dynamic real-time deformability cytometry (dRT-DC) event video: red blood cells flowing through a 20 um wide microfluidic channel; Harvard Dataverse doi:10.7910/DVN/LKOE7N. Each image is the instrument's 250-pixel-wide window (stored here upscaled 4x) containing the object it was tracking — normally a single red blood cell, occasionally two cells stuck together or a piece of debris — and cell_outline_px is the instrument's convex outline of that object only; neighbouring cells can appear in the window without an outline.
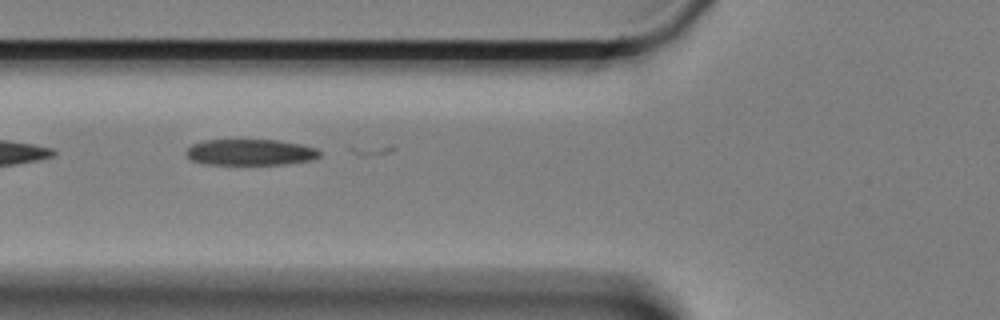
{"species": "Egyptian fruit bat (a non-hibernating species)", "species_latin": "Rousettus aegyptiacus", "temperature_condition": "cold", "stored_images_in_passage": 32, "camera_frame_rate_fps": 3000, "um_per_image_px": 0.085, "animal": {"sex": "female"}, "frame": {"image": 1, "passage_image": 3, "time_ms": 0.667, "image_size_px": [1000, 320], "cell_outline_px": [[320, 156], [312, 160], [284, 164], [208, 164], [192, 160], [184, 152], [192, 144], [204, 140], [280, 140], [300, 144], [316, 148], [320, 152]], "centroid_in_image_um": [21.29, 12.93], "position_along_channel_um": 104.5, "area_um2": 20.23}}